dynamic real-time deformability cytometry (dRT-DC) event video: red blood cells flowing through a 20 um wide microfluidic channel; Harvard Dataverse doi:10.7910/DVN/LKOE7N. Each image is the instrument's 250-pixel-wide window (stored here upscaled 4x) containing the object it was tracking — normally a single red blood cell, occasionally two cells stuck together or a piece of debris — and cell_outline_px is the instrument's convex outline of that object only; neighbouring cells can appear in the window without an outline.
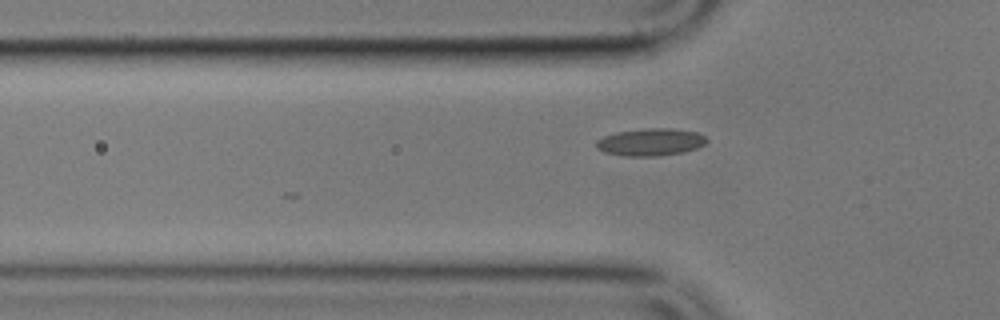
{"species": "common noctule bat (a hibernating species)", "species_latin": "Nyctalus noctula", "temperature_condition": "cold", "stored_images_in_passage": 7, "segment_of_instrument_passage": [2, 2], "camera_frame_rate_fps": 3000, "um_per_image_px": 0.085, "animal": {"sex": "male", "body_mass_g": 17.9}, "frame": {"image": 1, "passage_image": 7, "time_ms": 7.0, "image_size_px": [1000, 320], "cell_outline_px": [[708, 140], [704, 144], [696, 148], [684, 152], [656, 156], [624, 156], [604, 152], [596, 148], [596, 140], [604, 136], [616, 132], [644, 128], [672, 128], [696, 132], [704, 136]], "centroid_in_image_um": [55.27, 12.07], "position_along_channel_um": 70.5, "area_um2": 17.63}}